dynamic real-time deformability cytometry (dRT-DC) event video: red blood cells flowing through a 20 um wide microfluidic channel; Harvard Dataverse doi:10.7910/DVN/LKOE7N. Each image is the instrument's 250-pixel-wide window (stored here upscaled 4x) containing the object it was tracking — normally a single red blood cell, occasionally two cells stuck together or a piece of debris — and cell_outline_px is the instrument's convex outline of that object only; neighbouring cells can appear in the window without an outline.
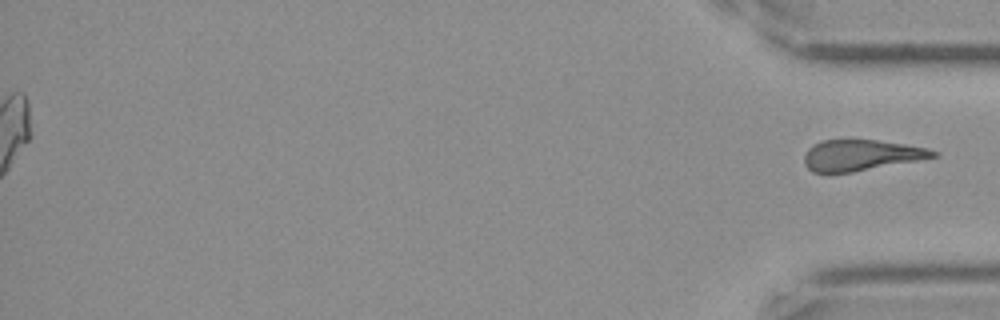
{"species": "Egyptian fruit bat (a non-hibernating species)", "species_latin": "Rousettus aegyptiacus", "temperature_condition": "cold", "stored_images_in_passage": 59, "segment_of_instrument_passage": [2, 2], "camera_frame_rate_fps": 3000, "um_per_image_px": 0.085, "frame": {"image": 1, "passage_image": 59, "time_ms": 19.333, "image_size_px": [1000, 320], "cell_outline_px": [[940, 156], [920, 160], [852, 172], [828, 176], [812, 172], [804, 164], [804, 156], [808, 148], [824, 140], [876, 140], [904, 144], [928, 148], [940, 152]], "centroid_in_image_um": [73.18, 13.23], "position_along_channel_um": 362.0, "area_um2": 23.7}}